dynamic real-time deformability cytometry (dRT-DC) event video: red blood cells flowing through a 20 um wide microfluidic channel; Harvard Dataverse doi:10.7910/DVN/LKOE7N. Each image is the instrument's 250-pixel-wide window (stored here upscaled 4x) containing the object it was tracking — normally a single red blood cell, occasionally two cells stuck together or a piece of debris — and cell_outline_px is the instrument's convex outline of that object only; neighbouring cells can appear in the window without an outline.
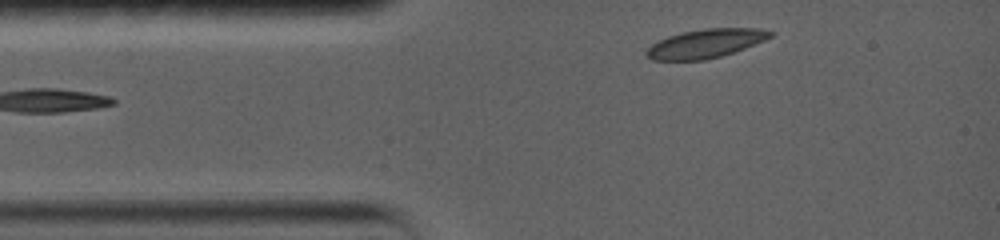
{"species": "common noctule bat (a hibernating species)", "species_latin": "Nyctalus noctula", "temperature_condition": "warm", "stored_images_in_passage": 6, "segment_of_instrument_passage": [2, 2], "camera_frame_rate_fps": 5000, "um_per_image_px": 0.085, "animal": {"sex": "female", "body_mass_g": 19.0, "forearm_length_mm": 56.7}, "frame": {"image": 1, "passage_image": 6, "time_ms": 3.8, "image_size_px": [1000, 240], "cell_outline_px": [[776, 32], [772, 36], [764, 40], [744, 48], [720, 56], [704, 60], [652, 60], [644, 52], [652, 44], [668, 36], [680, 32], [704, 28], [764, 28]], "centroid_in_image_um": [59.99, 3.68], "position_along_channel_um": 25.0, "area_um2": 20.75}}